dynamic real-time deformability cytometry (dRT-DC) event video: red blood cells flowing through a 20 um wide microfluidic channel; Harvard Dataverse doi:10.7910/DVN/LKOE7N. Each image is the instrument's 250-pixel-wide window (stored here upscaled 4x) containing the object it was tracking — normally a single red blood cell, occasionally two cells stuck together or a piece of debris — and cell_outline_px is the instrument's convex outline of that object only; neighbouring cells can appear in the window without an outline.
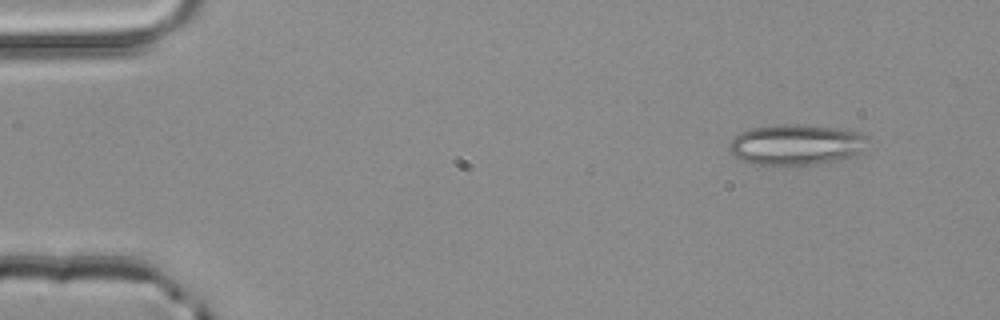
{"species": "common noctule bat (a hibernating species)", "species_latin": "Nyctalus noctula", "temperature_condition": "room temperature", "stored_images_in_passage": 4, "segment_of_instrument_passage": [1, 2], "camera_frame_rate_fps": 3000, "um_per_image_px": 0.085, "animal": {"sex": "male", "body_mass_g": 20.4}, "frame": {"image": 1, "passage_image": 1, "time_ms": 0.0, "image_size_px": [1000, 320], "cell_outline_px": [[868, 136], [860, 152], [856, 156], [840, 160], [816, 164], [752, 164], [740, 160], [732, 156], [728, 148], [728, 144], [740, 132], [752, 128], [780, 124], [800, 124], [836, 128], [860, 132]], "centroid_in_image_um": [67.65, 12.29], "position_along_channel_um": 17.4, "area_um2": 32.83}}